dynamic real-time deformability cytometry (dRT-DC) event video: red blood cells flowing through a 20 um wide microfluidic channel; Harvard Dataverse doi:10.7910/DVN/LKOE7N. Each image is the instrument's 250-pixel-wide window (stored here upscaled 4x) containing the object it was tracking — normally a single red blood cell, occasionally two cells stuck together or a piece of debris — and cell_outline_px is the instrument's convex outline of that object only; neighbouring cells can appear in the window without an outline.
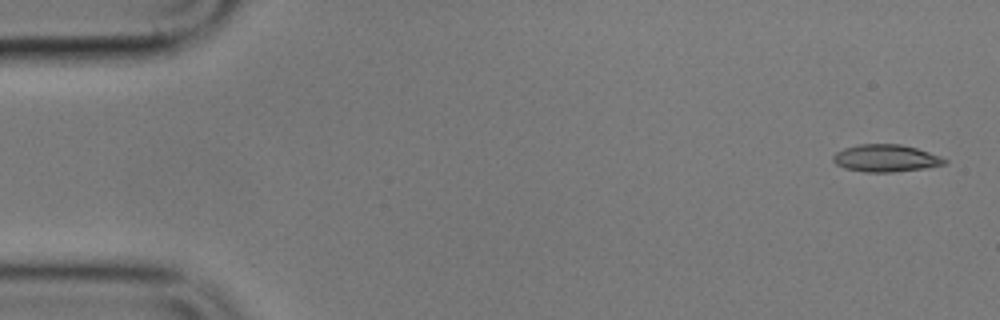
{"species": "common noctule bat (a hibernating species)", "species_latin": "Nyctalus noctula", "temperature_condition": "cold", "stored_images_in_passage": 6, "camera_frame_rate_fps": 3000, "um_per_image_px": 0.085, "animal": {"sex": "male", "body_mass_g": 17.9}, "frame": {"image": 1, "passage_image": 1, "time_ms": 0.0, "image_size_px": [1000, 320], "cell_outline_px": [[948, 164], [924, 168], [892, 172], [864, 172], [844, 168], [836, 164], [832, 160], [832, 156], [836, 152], [844, 148], [856, 144], [900, 144], [916, 148], [940, 156], [948, 160]], "centroid_in_image_um": [75.28, 13.45], "position_along_channel_um": 9.7, "area_um2": 17.8}}
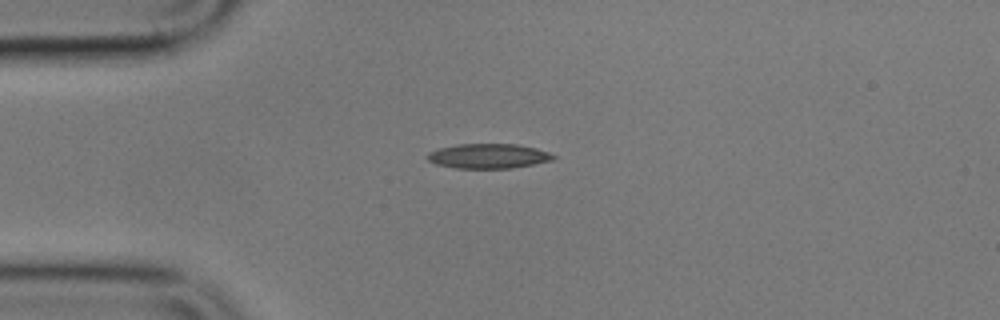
{"frame": {"image": 2, "passage_image": 4, "time_ms": 4.0, "image_size_px": [1000, 320], "cell_outline_px": [[556, 156], [552, 160], [512, 168], [456, 168], [436, 164], [428, 160], [424, 156], [428, 152], [440, 148], [456, 144], [516, 144], [536, 148], [548, 152]], "centroid_in_image_um": [41.47, 13.26], "position_along_channel_um": 43.5, "area_um2": 18.09}}
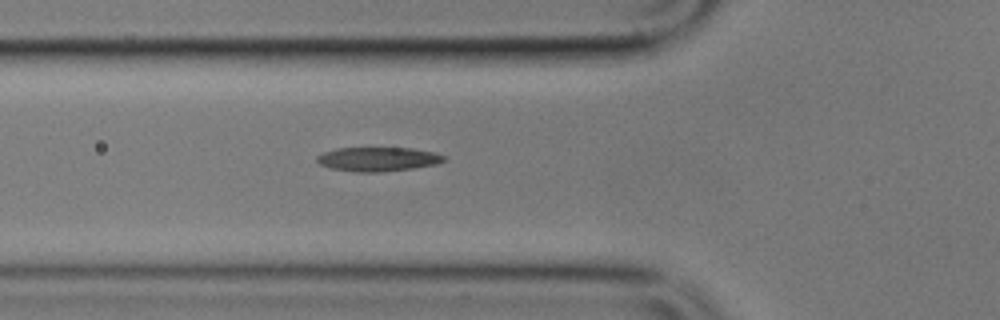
{"frame": {"image": 3, "passage_image": 6, "time_ms": 6.0, "image_size_px": [1000, 320], "cell_outline_px": [[448, 160], [436, 164], [412, 168], [380, 172], [356, 172], [328, 168], [320, 164], [316, 160], [316, 156], [324, 152], [336, 148], [412, 148], [432, 152], [448, 156]], "centroid_in_image_um": [32.13, 13.53], "position_along_channel_um": 93.7, "area_um2": 17.98}}